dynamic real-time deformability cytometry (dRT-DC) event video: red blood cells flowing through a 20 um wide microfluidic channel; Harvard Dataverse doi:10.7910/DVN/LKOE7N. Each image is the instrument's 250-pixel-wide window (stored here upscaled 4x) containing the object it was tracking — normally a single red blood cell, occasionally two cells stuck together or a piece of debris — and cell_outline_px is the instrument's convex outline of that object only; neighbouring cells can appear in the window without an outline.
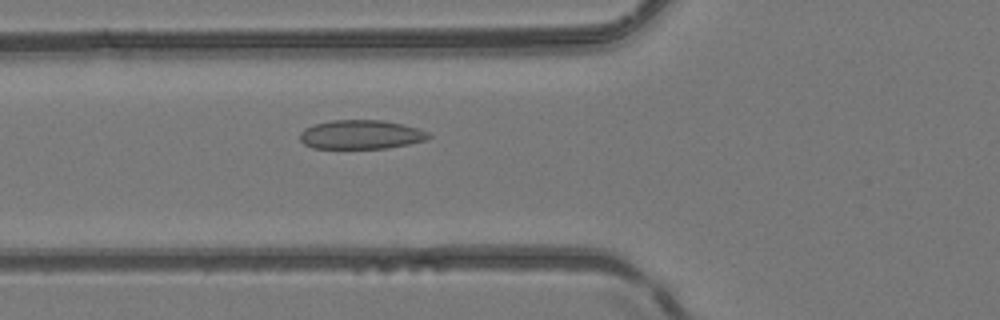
{"species": "common noctule bat (a hibernating species)", "species_latin": "Nyctalus noctula", "temperature_condition": "room temperature", "stored_images_in_passage": 34, "camera_frame_rate_fps": 3000, "um_per_image_px": 0.085, "animal": {"sex": "female", "body_mass_g": 24.6, "forearm_length_mm": 56.2}, "frame": {"image": 1, "passage_image": 3, "time_ms": 0.667, "image_size_px": [1000, 320], "cell_outline_px": [[432, 136], [424, 140], [408, 144], [388, 148], [312, 148], [304, 144], [300, 140], [300, 132], [304, 128], [316, 124], [332, 120], [380, 120], [400, 124], [416, 128], [428, 132]], "centroid_in_image_um": [30.65, 11.44], "position_along_channel_um": 95.2, "area_um2": 21.56}}
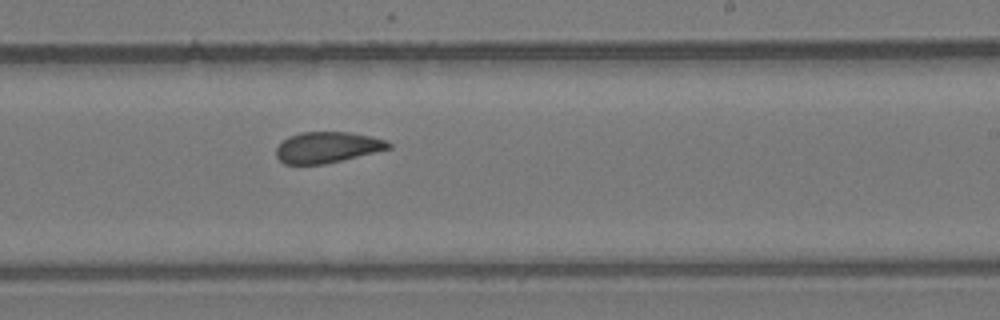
{"frame": {"image": 2, "passage_image": 15, "time_ms": 4.667, "image_size_px": [1000, 320], "cell_outline_px": [[392, 148], [324, 164], [284, 164], [276, 156], [276, 148], [288, 136], [300, 132], [348, 132], [372, 136], [388, 140], [392, 144]], "centroid_in_image_um": [27.84, 12.51], "position_along_channel_um": 261.2, "area_um2": 20.29}}
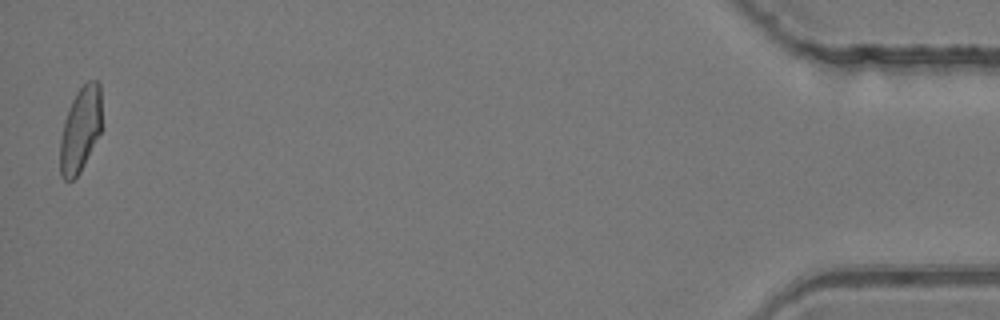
{"frame": {"image": 3, "passage_image": 34, "time_ms": 11.0, "image_size_px": [1000, 320], "cell_outline_px": [[100, 132], [80, 172], [72, 180], [64, 180], [60, 176], [60, 140], [64, 120], [68, 108], [76, 92], [88, 80], [96, 80], [100, 84]], "centroid_in_image_um": [6.8, 11.01], "position_along_channel_um": 428.4, "area_um2": 20.4}, "authors_computed_cell_mechanics": {"area_um2": 20.9236, "velocity_mm_per_s": 4.143, "shape_relaxation_time_tau1_ms": null, "shape_relaxation_time_tau2_ms": 2.2851, "deformation_change_tau1": null, "deformation_change_tau2": 0.0793}}